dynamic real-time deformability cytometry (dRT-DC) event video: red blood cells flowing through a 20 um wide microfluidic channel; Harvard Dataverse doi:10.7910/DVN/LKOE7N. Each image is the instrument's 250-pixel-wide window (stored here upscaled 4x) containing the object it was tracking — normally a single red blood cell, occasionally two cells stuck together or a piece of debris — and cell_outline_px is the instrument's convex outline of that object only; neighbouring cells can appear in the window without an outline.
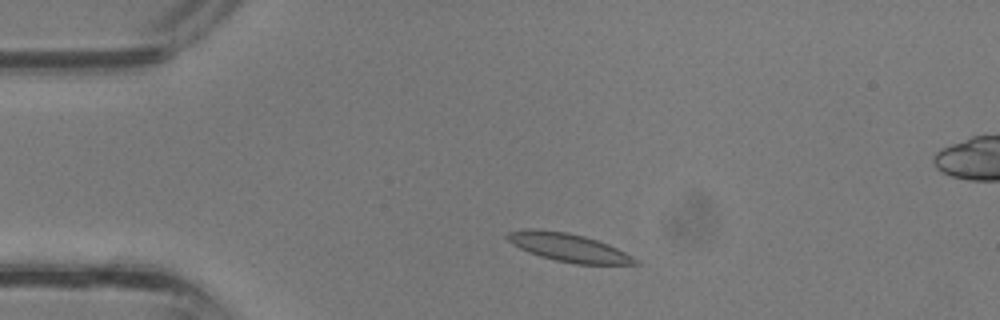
{"species": "common noctule bat (a hibernating species)", "species_latin": "Nyctalus noctula", "temperature_condition": "room temperature", "stored_images_in_passage": 34, "camera_frame_rate_fps": 3000, "um_per_image_px": 0.085, "animal": {"sex": "male", "body_mass_g": 13.3}, "frame": {"image": 1, "passage_image": 4, "time_ms": 1.0, "image_size_px": [1000, 320], "cell_outline_px": [[640, 264], [576, 264], [556, 260], [540, 256], [528, 252], [512, 244], [504, 236], [508, 232], [532, 228], [568, 232], [584, 236], [608, 244], [640, 260]], "centroid_in_image_um": [48.31, 21.03], "position_along_channel_um": 36.7, "area_um2": 20.92}}
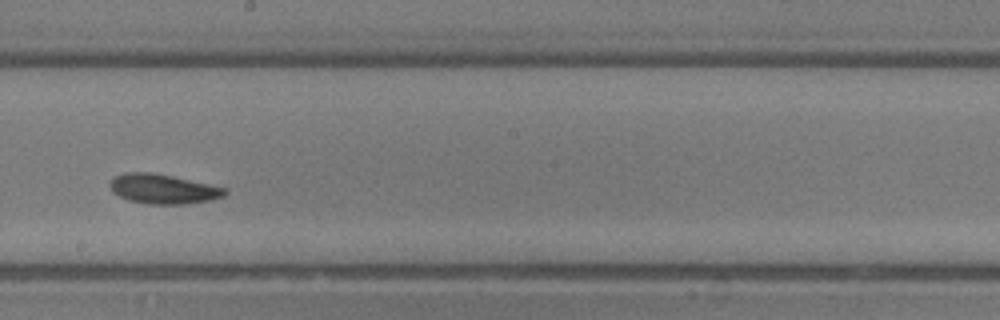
{"frame": {"image": 2, "passage_image": 17, "time_ms": 5.333, "image_size_px": [1000, 320], "cell_outline_px": [[228, 192], [224, 196], [208, 200], [184, 204], [148, 204], [128, 200], [112, 192], [108, 184], [112, 176], [124, 172], [148, 172], [172, 176], [228, 188]], "centroid_in_image_um": [13.82, 16.05], "position_along_channel_um": 234.4, "area_um2": 19.94}}
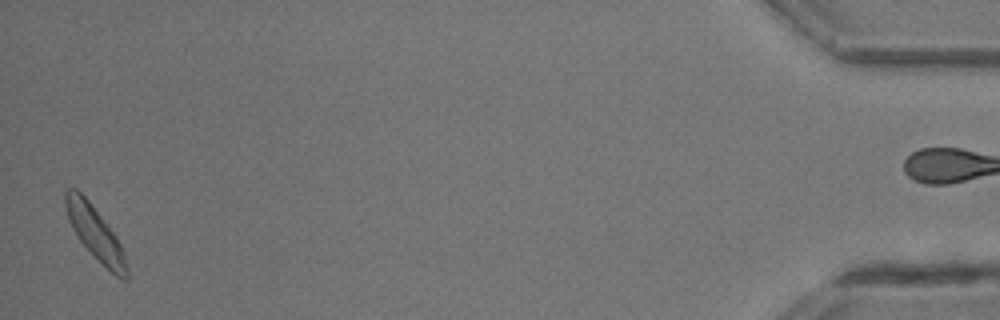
{"frame": {"image": 3, "passage_image": 33, "time_ms": 10.667, "image_size_px": [1000, 320], "cell_outline_px": [[128, 276], [124, 280], [116, 276], [80, 240], [72, 228], [68, 220], [64, 204], [64, 192], [68, 188], [76, 188], [88, 200], [104, 220], [116, 236], [120, 244], [128, 268]], "centroid_in_image_um": [8.06, 19.75], "position_along_channel_um": 427.1, "area_um2": 18.38}}